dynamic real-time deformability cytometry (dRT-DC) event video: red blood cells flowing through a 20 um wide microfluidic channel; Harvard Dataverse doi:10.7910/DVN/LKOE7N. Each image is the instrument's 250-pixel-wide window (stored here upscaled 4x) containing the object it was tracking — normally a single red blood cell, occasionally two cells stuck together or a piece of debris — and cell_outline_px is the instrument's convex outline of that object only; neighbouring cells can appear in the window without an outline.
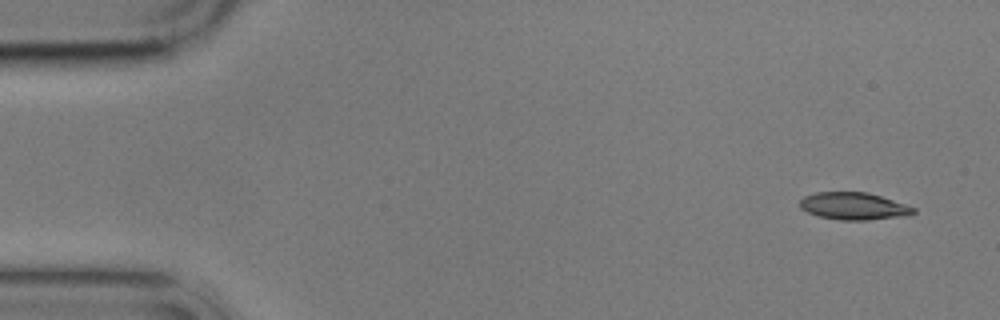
{"species": "common noctule bat (a hibernating species)", "species_latin": "Nyctalus noctula", "temperature_condition": "cold", "stored_images_in_passage": 5, "camera_frame_rate_fps": 3000, "um_per_image_px": 0.085, "animal": {"sex": "male", "body_mass_g": 17.9}, "frame": {"image": 1, "passage_image": 1, "time_ms": 0.0, "image_size_px": [1000, 320], "cell_outline_px": [[916, 212], [908, 216], [868, 220], [840, 220], [816, 216], [800, 208], [800, 200], [804, 196], [816, 192], [868, 192], [916, 208]], "centroid_in_image_um": [72.56, 17.53], "position_along_channel_um": 12.4, "area_um2": 18.15}}
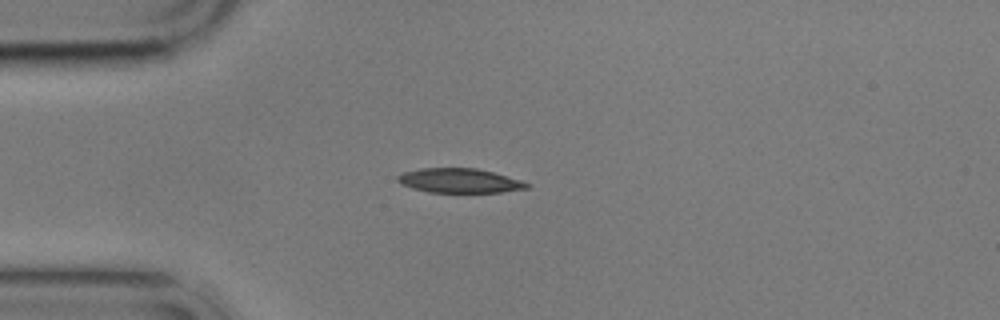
{"frame": {"image": 2, "passage_image": 4, "time_ms": 3.667, "image_size_px": [1000, 320], "cell_outline_px": [[532, 184], [528, 188], [500, 192], [428, 192], [412, 188], [400, 184], [396, 180], [396, 176], [404, 172], [420, 168], [476, 168], [492, 172], [520, 180]], "centroid_in_image_um": [39.02, 15.35], "position_along_channel_um": 46.0, "area_um2": 18.32}}